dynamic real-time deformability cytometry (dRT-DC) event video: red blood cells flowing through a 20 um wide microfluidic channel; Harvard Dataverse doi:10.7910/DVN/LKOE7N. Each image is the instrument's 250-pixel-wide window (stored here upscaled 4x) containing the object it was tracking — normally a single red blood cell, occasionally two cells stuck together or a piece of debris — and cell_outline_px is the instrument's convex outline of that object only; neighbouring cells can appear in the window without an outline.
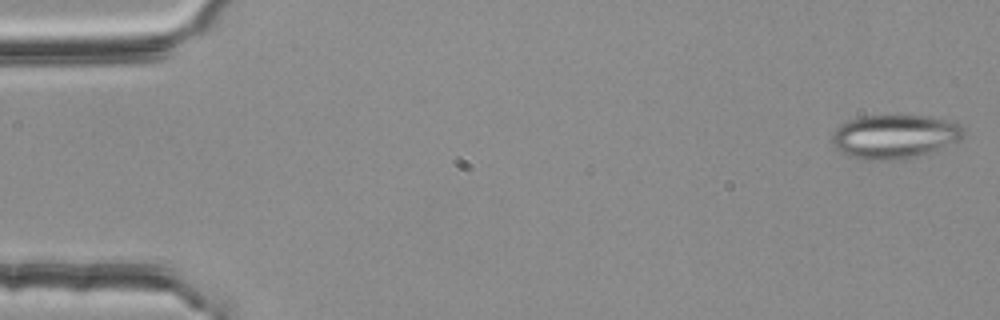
{"species": "common noctule bat (a hibernating species)", "species_latin": "Nyctalus noctula", "temperature_condition": "room temperature", "stored_images_in_passage": 54, "camera_frame_rate_fps": 3000, "um_per_image_px": 0.085, "animal": {"sex": "female", "body_mass_g": 25.1}, "frame": {"image": 1, "passage_image": 1, "time_ms": 0.0, "image_size_px": [1000, 320], "cell_outline_px": [[964, 136], [960, 140], [912, 156], [884, 160], [868, 160], [848, 156], [840, 152], [832, 144], [832, 136], [836, 128], [840, 124], [848, 120], [860, 116], [928, 116], [956, 120], [964, 128]], "centroid_in_image_um": [76.02, 11.57], "position_along_channel_um": 9.0, "area_um2": 33.29}}
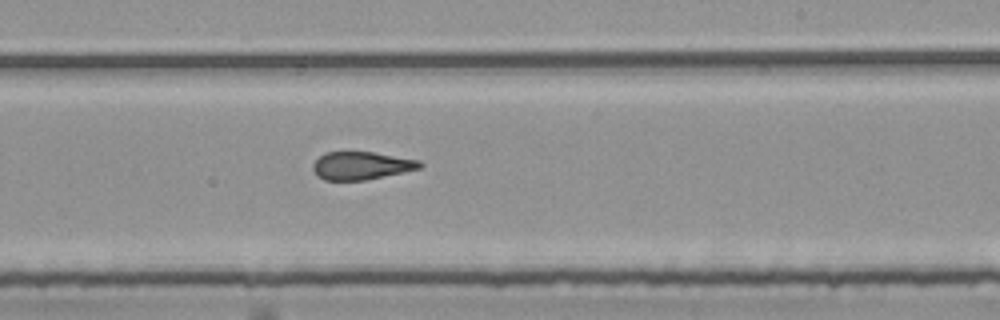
{"frame": {"image": 2, "passage_image": 32, "time_ms": 10.333, "image_size_px": [1000, 320], "cell_outline_px": [[424, 164], [420, 168], [404, 172], [364, 180], [324, 180], [316, 176], [312, 168], [312, 164], [324, 152], [372, 152], [420, 160]], "centroid_in_image_um": [30.69, 14.08], "position_along_channel_um": 258.3, "area_um2": 17.4}}
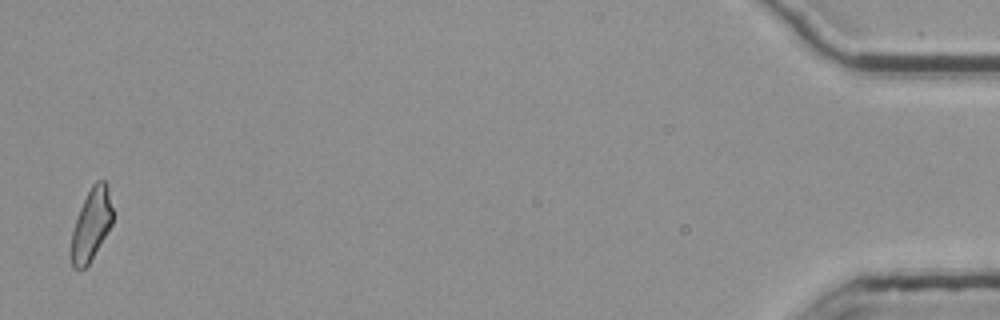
{"frame": {"image": 3, "passage_image": 53, "time_ms": 17.333, "image_size_px": [1000, 320], "cell_outline_px": [[112, 224], [88, 264], [84, 268], [72, 268], [68, 252], [72, 232], [80, 208], [92, 184], [96, 180], [104, 180], [108, 184], [112, 208]], "centroid_in_image_um": [7.73, 19.1], "position_along_channel_um": 427.5, "area_um2": 17.46}, "authors_computed_cell_mechanics": {"area_um2": 18.5827, "velocity_mm_per_s": 3.7915, "shape_relaxation_time_tau1_ms": null, "shape_relaxation_time_tau2_ms": 2.3595, "deformation_change_tau1": null, "deformation_change_tau2": 0.1226}}